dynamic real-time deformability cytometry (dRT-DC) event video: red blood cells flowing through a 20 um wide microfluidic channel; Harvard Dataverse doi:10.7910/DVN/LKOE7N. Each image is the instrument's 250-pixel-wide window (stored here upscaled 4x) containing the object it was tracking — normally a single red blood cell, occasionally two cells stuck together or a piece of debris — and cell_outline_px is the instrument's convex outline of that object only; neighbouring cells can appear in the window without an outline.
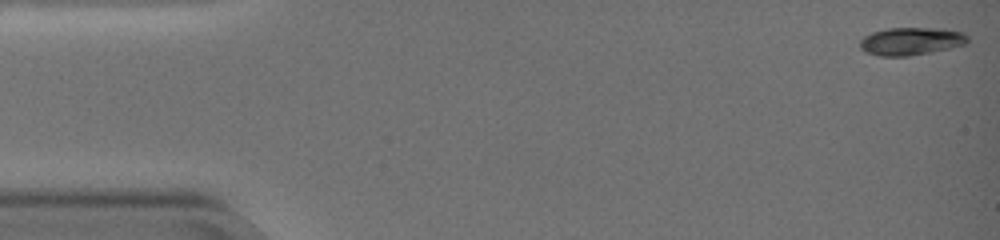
{"species": "common noctule bat (a hibernating species)", "species_latin": "Nyctalus noctula", "temperature_condition": "warm", "stored_images_in_passage": 59, "camera_frame_rate_fps": 3000, "um_per_image_px": 0.085, "animal": {"sex": "female", "body_mass_g": 19.0, "forearm_length_mm": 51.5}, "frame": {"image": 1, "passage_image": 1, "time_ms": 0.0, "image_size_px": [1000, 240], "cell_outline_px": [[968, 44], [908, 56], [880, 56], [864, 52], [860, 48], [860, 40], [864, 36], [872, 32], [888, 28], [944, 28], [964, 32], [968, 36]], "centroid_in_image_um": [77.44, 3.49], "position_along_channel_um": 7.6, "area_um2": 17.51}}
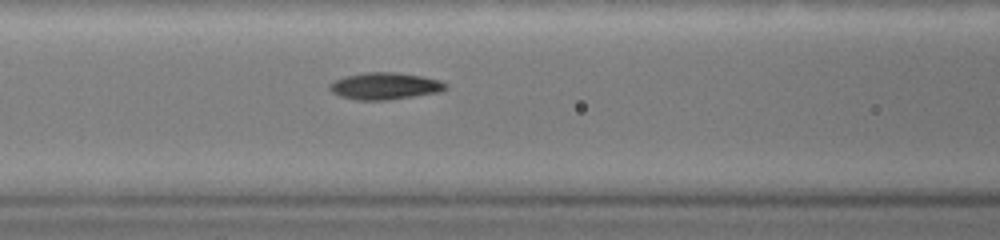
{"frame": {"image": 2, "passage_image": 25, "time_ms": 8.0, "image_size_px": [1000, 240], "cell_outline_px": [[448, 88], [436, 92], [388, 100], [356, 100], [340, 96], [332, 92], [328, 88], [328, 84], [344, 76], [368, 72], [396, 72], [420, 76], [440, 80], [448, 84]], "centroid_in_image_um": [32.68, 7.31], "position_along_channel_um": 133.9, "area_um2": 18.09}}
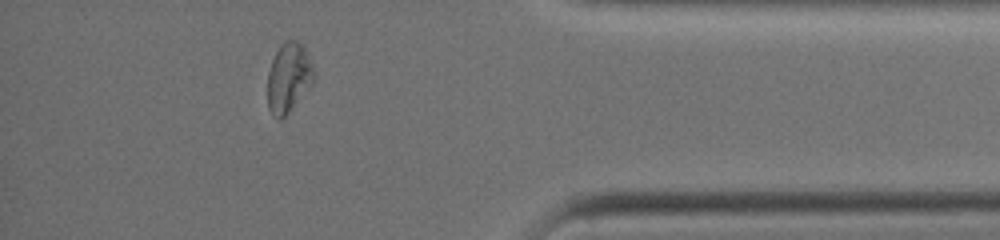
{"frame": {"image": 3, "passage_image": 52, "time_ms": 17.0, "image_size_px": [1000, 240], "cell_outline_px": [[316, 76], [312, 84], [288, 112], [280, 120], [276, 120], [268, 108], [268, 72], [272, 60], [280, 44], [288, 40], [296, 40], [304, 48], [312, 64]], "centroid_in_image_um": [24.53, 6.61], "position_along_channel_um": 410.7, "area_um2": 18.61}, "authors_computed_cell_mechanics": {"area_um2": 17.7446, "velocity_mm_per_s": 3.2875, "shape_relaxation_time_tau1_ms": 6.3985, "shape_relaxation_time_tau2_ms": 5.5186, "deformation_change_tau1": 0.2322, "deformation_change_tau2": 0.0637}}